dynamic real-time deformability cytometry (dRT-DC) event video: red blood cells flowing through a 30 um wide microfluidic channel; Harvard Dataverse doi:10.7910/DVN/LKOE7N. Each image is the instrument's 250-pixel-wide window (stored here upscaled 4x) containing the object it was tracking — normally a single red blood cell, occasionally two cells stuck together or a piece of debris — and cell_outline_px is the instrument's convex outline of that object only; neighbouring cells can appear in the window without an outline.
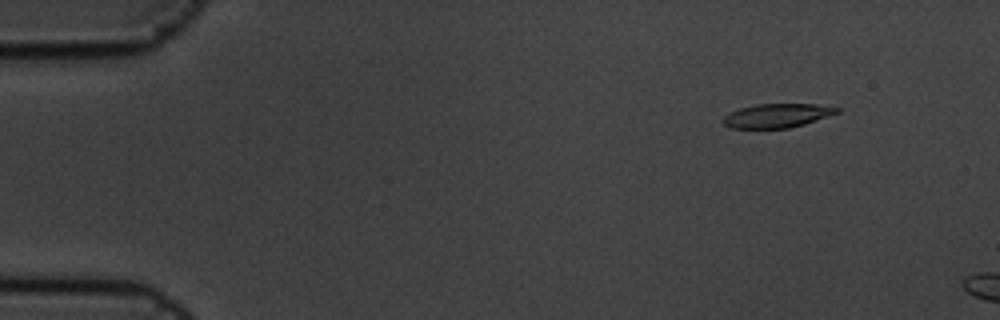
{"species": "common noctule bat (a hibernating species)", "species_latin": "Nyctalus noctula", "temperature_condition": "cold", "stored_images_in_passage": 4, "camera_frame_rate_fps": 3000, "um_per_image_px": 0.085, "animal": {"sex": "male", "body_mass_g": 19.5, "forearm_length_mm": 54.6}, "frame": {"image": 1, "passage_image": 2, "time_ms": 0.333, "image_size_px": [1000, 320], "cell_outline_px": [[840, 112], [804, 124], [788, 128], [732, 128], [724, 124], [724, 116], [740, 108], [756, 104], [816, 104], [840, 108]], "centroid_in_image_um": [66.08, 9.82], "position_along_channel_um": 18.9, "area_um2": 15.66}}